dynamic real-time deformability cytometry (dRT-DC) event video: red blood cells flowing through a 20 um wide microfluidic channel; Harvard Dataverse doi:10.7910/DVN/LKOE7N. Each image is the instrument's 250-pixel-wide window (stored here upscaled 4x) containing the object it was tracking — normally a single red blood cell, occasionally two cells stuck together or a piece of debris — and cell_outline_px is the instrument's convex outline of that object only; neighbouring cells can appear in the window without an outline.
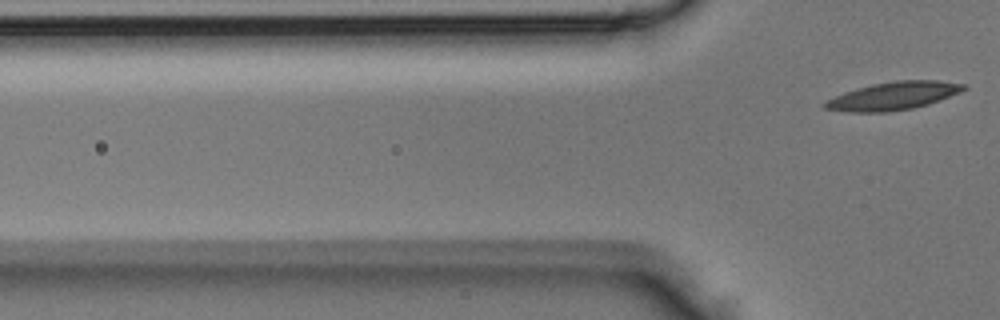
{"species": "Egyptian fruit bat (a non-hibernating species)", "species_latin": "Rousettus aegyptiacus", "temperature_condition": "room temperature", "stored_images_in_passage": 4, "camera_frame_rate_fps": 3000, "um_per_image_px": 0.085, "animal": {"sex": "male"}, "frame": {"image": 1, "passage_image": 4, "time_ms": 1.0, "image_size_px": [1000, 320], "cell_outline_px": [[968, 88], [928, 104], [912, 108], [888, 112], [848, 112], [824, 108], [820, 104], [824, 100], [844, 92], [872, 84], [896, 80], [936, 80], [964, 84]], "centroid_in_image_um": [75.85, 8.15], "position_along_channel_um": 49.9, "area_um2": 22.54}}